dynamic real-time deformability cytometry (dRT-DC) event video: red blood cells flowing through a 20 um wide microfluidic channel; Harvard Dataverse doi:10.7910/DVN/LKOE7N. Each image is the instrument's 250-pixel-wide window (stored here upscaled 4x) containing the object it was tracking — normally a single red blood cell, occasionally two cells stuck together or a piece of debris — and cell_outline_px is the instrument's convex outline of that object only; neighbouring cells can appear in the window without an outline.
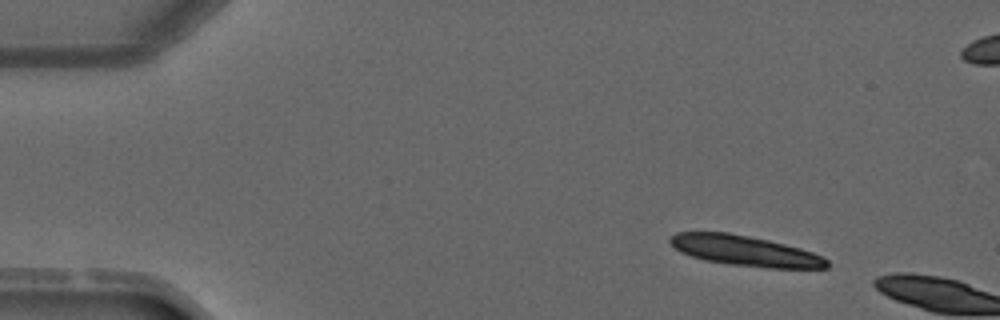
{"species": "common noctule bat (a hibernating species)", "species_latin": "Nyctalus noctula", "temperature_condition": "warm", "stored_images_in_passage": 2, "camera_frame_rate_fps": 3000, "um_per_image_px": 0.085, "animal": {"sex": "male", "forearm_length_mm": 52.5}, "frame": {"image": 1, "passage_image": 1, "time_ms": 0.0, "image_size_px": [1000, 320], "cell_outline_px": [[828, 268], [768, 268], [728, 264], [704, 260], [680, 252], [668, 240], [676, 232], [728, 232], [768, 240], [800, 248], [824, 256], [828, 260]], "centroid_in_image_um": [63.34, 21.32], "position_along_channel_um": 21.7, "area_um2": 27.63}}